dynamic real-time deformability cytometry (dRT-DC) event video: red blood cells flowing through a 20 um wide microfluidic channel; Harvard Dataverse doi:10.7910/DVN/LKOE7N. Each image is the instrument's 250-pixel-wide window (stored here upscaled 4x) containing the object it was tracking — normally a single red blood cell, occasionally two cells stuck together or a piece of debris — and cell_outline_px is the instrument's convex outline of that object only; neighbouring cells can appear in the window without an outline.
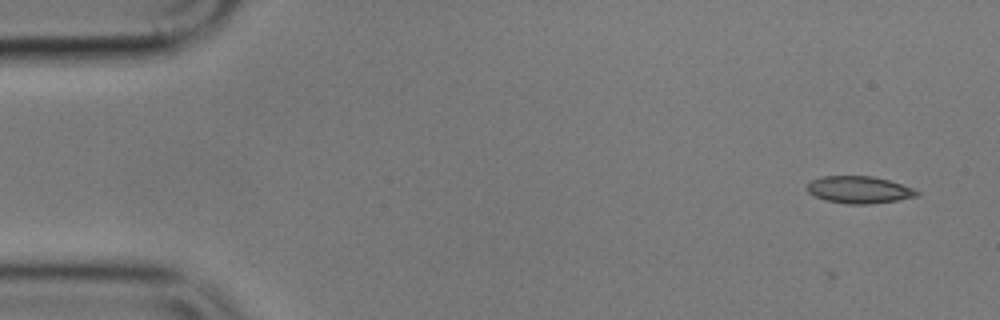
{"species": "common noctule bat (a hibernating species)", "species_latin": "Nyctalus noctula", "temperature_condition": "cold", "stored_images_in_passage": 4, "camera_frame_rate_fps": 3000, "um_per_image_px": 0.085, "animal": {"sex": "male", "body_mass_g": 17.9}, "frame": {"image": 1, "passage_image": 1, "time_ms": 0.0, "image_size_px": [1000, 320], "cell_outline_px": [[920, 196], [872, 204], [848, 204], [824, 200], [812, 196], [808, 192], [808, 184], [812, 180], [824, 176], [872, 176], [888, 180], [912, 188], [920, 192]], "centroid_in_image_um": [73.02, 16.14], "position_along_channel_um": 12.0, "area_um2": 17.34}}
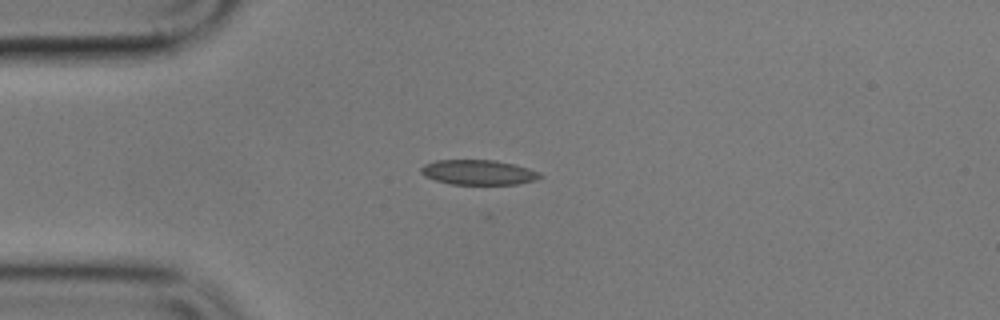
{"frame": {"image": 2, "passage_image": 4, "time_ms": 3.667, "image_size_px": [1000, 320], "cell_outline_px": [[544, 176], [536, 180], [516, 184], [452, 184], [436, 180], [424, 176], [420, 172], [420, 168], [424, 164], [436, 160], [496, 160], [516, 164], [540, 172]], "centroid_in_image_um": [40.68, 14.64], "position_along_channel_um": 44.3, "area_um2": 17.4}}